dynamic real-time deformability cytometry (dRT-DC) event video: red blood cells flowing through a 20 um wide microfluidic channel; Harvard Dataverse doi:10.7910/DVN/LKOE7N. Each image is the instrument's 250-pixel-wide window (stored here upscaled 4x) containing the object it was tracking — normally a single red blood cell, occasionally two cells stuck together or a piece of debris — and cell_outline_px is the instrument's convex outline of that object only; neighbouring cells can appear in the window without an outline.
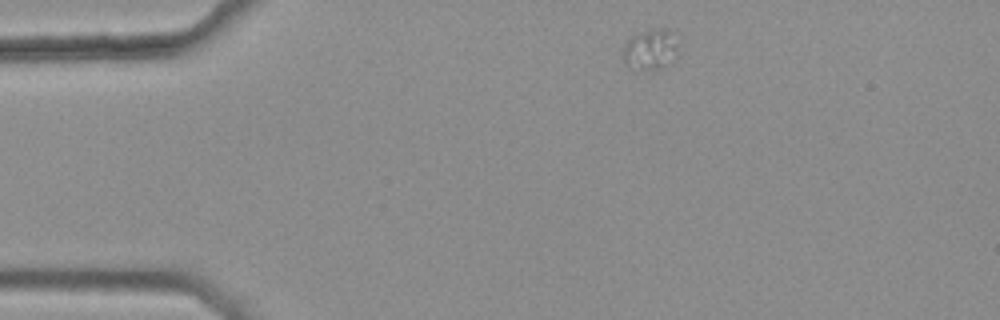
{"species": "common noctule bat (a hibernating species)", "species_latin": "Nyctalus noctula", "temperature_condition": "warm", "stored_images_in_passage": 34, "camera_frame_rate_fps": 3000, "um_per_image_px": 0.085, "animal": {"sex": "female", "body_mass_g": 25.1}, "frame": {"image": 1, "passage_image": 1, "time_ms": 0.0, "image_size_px": [1000, 320], "cell_outline_px": [[680, 52], [668, 64], [660, 68], [628, 68], [624, 64], [620, 52], [624, 44], [632, 36], [640, 32], [660, 28], [668, 28], [672, 32]], "centroid_in_image_um": [55.26, 4.19], "position_along_channel_um": 29.7, "area_um2": 13.24}}